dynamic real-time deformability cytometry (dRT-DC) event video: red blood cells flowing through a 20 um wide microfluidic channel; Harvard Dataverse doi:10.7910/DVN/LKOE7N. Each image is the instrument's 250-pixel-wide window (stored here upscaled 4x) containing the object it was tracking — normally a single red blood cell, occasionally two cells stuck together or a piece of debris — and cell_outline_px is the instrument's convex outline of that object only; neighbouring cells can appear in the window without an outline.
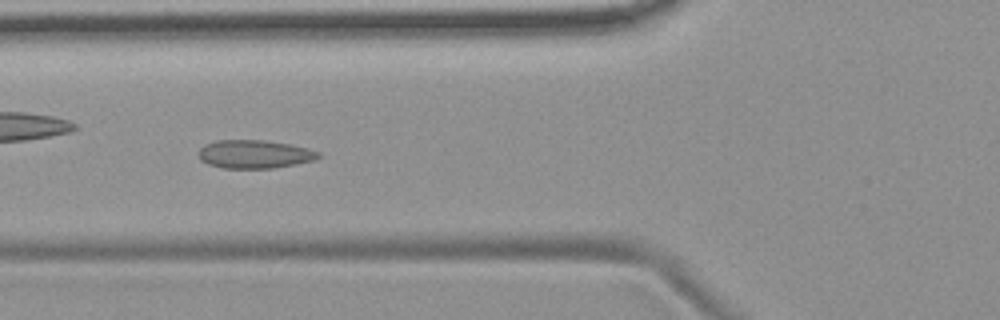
{"species": "common noctule bat (a hibernating species)", "species_latin": "Nyctalus noctula", "temperature_condition": "room temperature", "stored_images_in_passage": 7, "camera_frame_rate_fps": 3000, "um_per_image_px": 0.085, "animal": {"sex": "female", "body_mass_g": 19.9}, "frame": {"image": 1, "passage_image": 4, "time_ms": 4.333, "image_size_px": [1000, 320], "cell_outline_px": [[320, 156], [316, 160], [276, 168], [224, 168], [208, 164], [200, 160], [200, 148], [204, 144], [216, 140], [264, 140], [288, 144], [308, 148], [320, 152]], "centroid_in_image_um": [21.65, 13.1], "position_along_channel_um": 104.1, "area_um2": 19.83}}
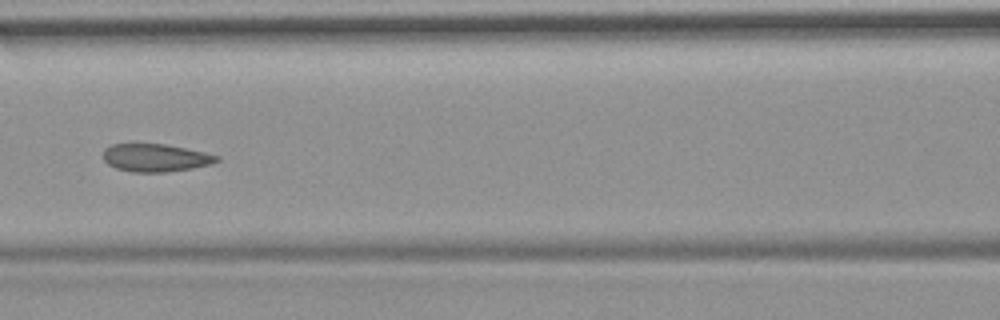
{"frame": {"image": 2, "passage_image": 5, "time_ms": 5.667, "image_size_px": [1000, 320], "cell_outline_px": [[220, 160], [212, 164], [192, 168], [164, 172], [132, 172], [116, 168], [108, 164], [104, 160], [104, 148], [112, 144], [164, 144], [204, 152], [220, 156]], "centroid_in_image_um": [13.23, 13.41], "position_along_channel_um": 153.4, "area_um2": 18.32}}
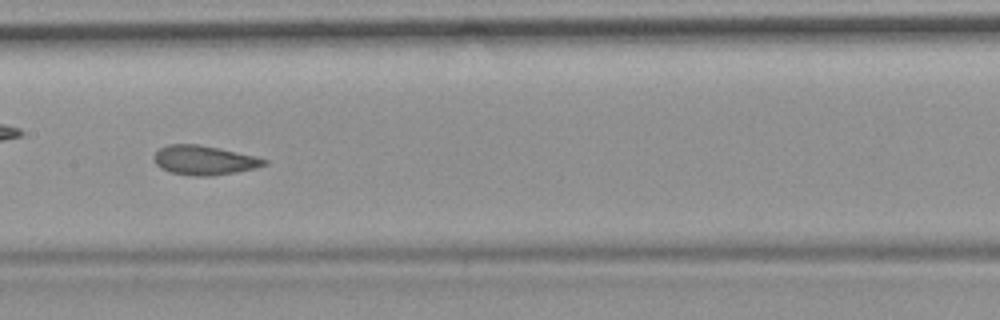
{"frame": {"image": 3, "passage_image": 6, "time_ms": 6.667, "image_size_px": [1000, 320], "cell_outline_px": [[268, 164], [256, 168], [236, 172], [212, 176], [196, 176], [168, 172], [160, 168], [156, 164], [152, 156], [160, 148], [168, 144], [196, 144], [220, 148], [256, 156], [268, 160]], "centroid_in_image_um": [17.35, 13.62], "position_along_channel_um": 190.0, "area_um2": 19.02}}